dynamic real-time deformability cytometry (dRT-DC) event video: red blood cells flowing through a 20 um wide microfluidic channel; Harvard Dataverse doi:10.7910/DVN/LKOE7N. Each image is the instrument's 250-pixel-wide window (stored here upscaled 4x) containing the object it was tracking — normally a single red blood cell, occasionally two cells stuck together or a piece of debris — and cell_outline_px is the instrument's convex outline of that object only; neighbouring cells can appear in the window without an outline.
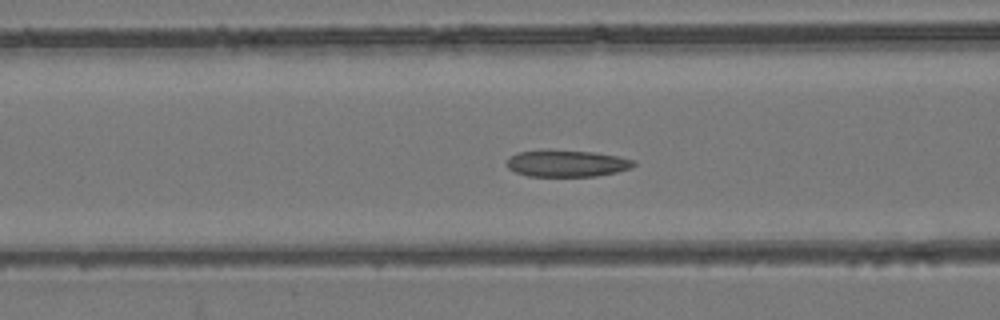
{"species": "common noctule bat (a hibernating species)", "species_latin": "Nyctalus noctula", "temperature_condition": "room temperature", "stored_images_in_passage": 53, "camera_frame_rate_fps": 3000, "um_per_image_px": 0.085, "animal": {"sex": "female", "body_mass_g": 24.6, "forearm_length_mm": 56.2}, "frame": {"image": 1, "passage_image": 21, "time_ms": 6.667, "image_size_px": [1000, 320], "cell_outline_px": [[636, 164], [632, 168], [616, 172], [596, 176], [528, 176], [516, 172], [508, 168], [508, 156], [516, 152], [548, 148], [592, 152], [616, 156], [636, 160]], "centroid_in_image_um": [48.15, 13.86], "position_along_channel_um": 118.4, "area_um2": 20.17}}
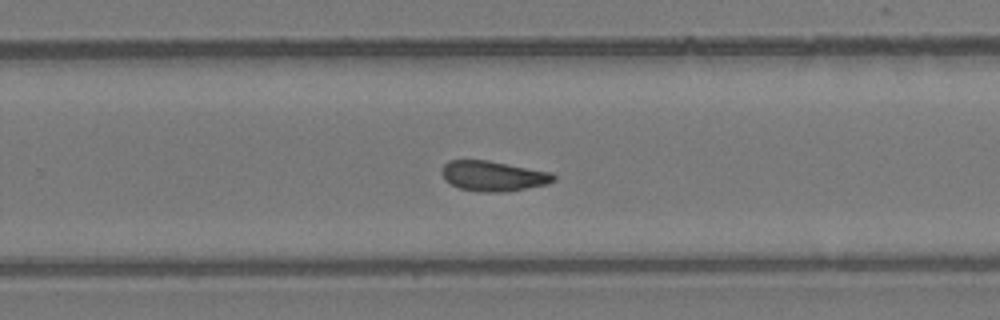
{"frame": {"image": 2, "passage_image": 34, "time_ms": 11.0, "image_size_px": [1000, 320], "cell_outline_px": [[556, 180], [548, 184], [508, 192], [480, 192], [460, 188], [444, 180], [440, 172], [444, 164], [448, 160], [488, 160], [552, 172], [556, 176]], "centroid_in_image_um": [41.94, 14.96], "position_along_channel_um": 287.9, "area_um2": 19.94}}
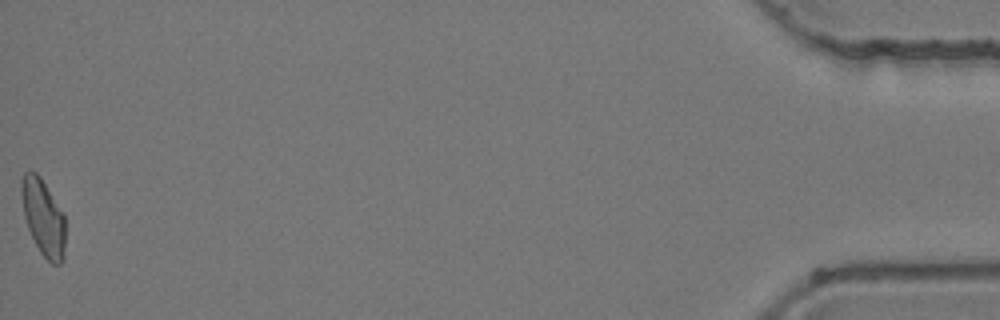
{"frame": {"image": 3, "passage_image": 53, "time_ms": 17.333, "image_size_px": [1000, 320], "cell_outline_px": [[64, 260], [60, 264], [52, 264], [40, 252], [28, 228], [24, 216], [20, 192], [20, 180], [24, 172], [28, 168], [36, 172], [40, 176], [64, 216]], "centroid_in_image_um": [3.64, 18.44], "position_along_channel_um": 431.6, "area_um2": 19.48}, "authors_computed_cell_mechanics": {"area_um2": 19.941, "velocity_mm_per_s": 3.9207, "shape_relaxation_time_tau1_ms": null, "shape_relaxation_time_tau2_ms": 3.9944, "deformation_change_tau1": null, "deformation_change_tau2": 0.1124}}